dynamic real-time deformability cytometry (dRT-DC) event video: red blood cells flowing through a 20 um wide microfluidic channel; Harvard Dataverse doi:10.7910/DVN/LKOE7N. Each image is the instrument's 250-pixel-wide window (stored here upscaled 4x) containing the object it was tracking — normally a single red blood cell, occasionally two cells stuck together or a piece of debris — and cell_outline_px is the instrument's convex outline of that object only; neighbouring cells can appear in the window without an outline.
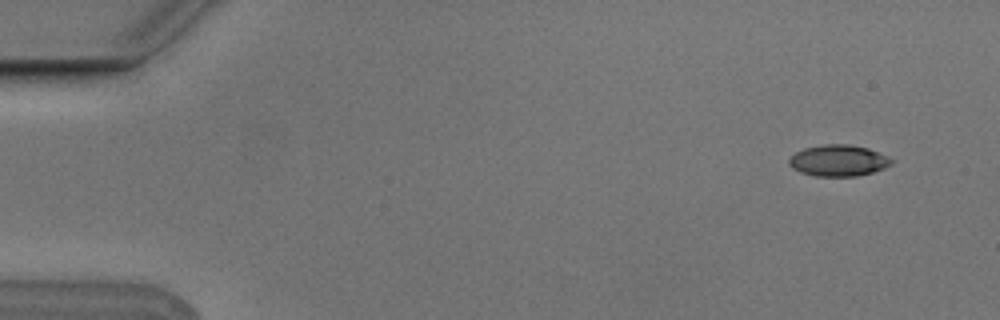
{"species": "Egyptian fruit bat (a non-hibernating species)", "species_latin": "Rousettus aegyptiacus", "temperature_condition": "cold", "stored_images_in_passage": 7, "camera_frame_rate_fps": 3000, "um_per_image_px": 0.085, "animal": {"sex": "male"}, "frame": {"image": 1, "passage_image": 1, "time_ms": 0.0, "image_size_px": [1000, 320], "cell_outline_px": [[892, 164], [884, 168], [872, 172], [856, 176], [816, 176], [800, 172], [792, 168], [788, 164], [788, 160], [796, 152], [804, 148], [824, 144], [848, 144], [868, 148], [888, 156], [892, 160]], "centroid_in_image_um": [71.25, 13.64], "position_along_channel_um": 13.7, "area_um2": 18.67}}
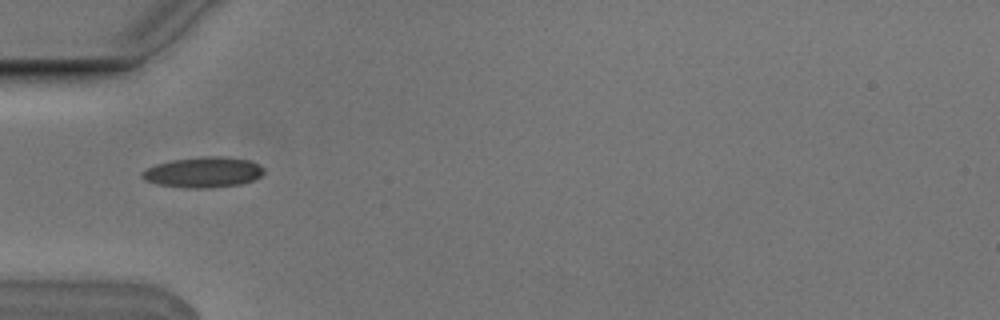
{"frame": {"image": 2, "passage_image": 5, "time_ms": 1.333, "image_size_px": [1000, 320], "cell_outline_px": [[264, 172], [260, 176], [252, 180], [240, 184], [208, 188], [188, 188], [156, 184], [144, 180], [140, 176], [140, 172], [156, 164], [172, 160], [200, 156], [220, 156], [248, 160], [260, 164], [264, 168]], "centroid_in_image_um": [17.25, 14.64], "position_along_channel_um": 67.7, "area_um2": 21.73}}
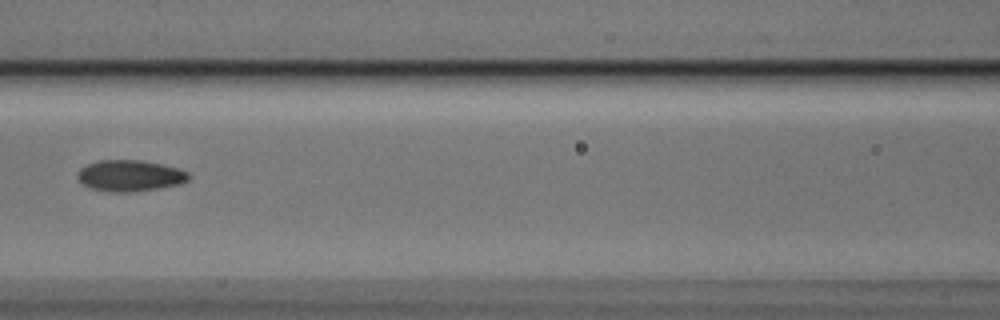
{"frame": {"image": 3, "passage_image": 7, "time_ms": 2.0, "image_size_px": [1000, 320], "cell_outline_px": [[192, 176], [188, 180], [180, 184], [156, 188], [128, 192], [112, 192], [92, 188], [84, 184], [76, 176], [80, 168], [88, 164], [100, 160], [140, 160], [160, 164], [176, 168], [188, 172]], "centroid_in_image_um": [11.05, 14.93], "position_along_channel_um": 155.5, "area_um2": 19.94}}